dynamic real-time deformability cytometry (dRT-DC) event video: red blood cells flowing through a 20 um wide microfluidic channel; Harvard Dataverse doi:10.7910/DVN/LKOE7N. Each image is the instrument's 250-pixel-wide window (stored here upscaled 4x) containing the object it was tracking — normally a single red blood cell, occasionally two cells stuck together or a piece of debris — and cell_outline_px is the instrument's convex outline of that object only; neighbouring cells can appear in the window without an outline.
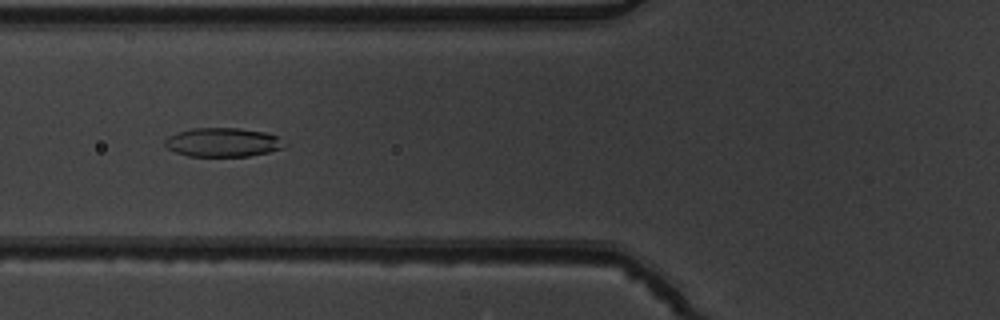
{"species": "common noctule bat (a hibernating species)", "species_latin": "Nyctalus noctula", "temperature_condition": "warm", "stored_images_in_passage": 6, "camera_frame_rate_fps": 3000, "um_per_image_px": 0.085, "animal": {"sex": "male", "body_mass_g": 19.5, "forearm_length_mm": 54.6}, "frame": {"image": 1, "passage_image": 6, "time_ms": 1.667, "image_size_px": [1000, 320], "cell_outline_px": [[284, 148], [268, 152], [248, 156], [188, 156], [176, 152], [168, 148], [164, 144], [164, 140], [168, 136], [192, 128], [236, 128], [264, 132], [276, 136]], "centroid_in_image_um": [18.88, 12.1], "position_along_channel_um": 106.9, "area_um2": 19.77}}